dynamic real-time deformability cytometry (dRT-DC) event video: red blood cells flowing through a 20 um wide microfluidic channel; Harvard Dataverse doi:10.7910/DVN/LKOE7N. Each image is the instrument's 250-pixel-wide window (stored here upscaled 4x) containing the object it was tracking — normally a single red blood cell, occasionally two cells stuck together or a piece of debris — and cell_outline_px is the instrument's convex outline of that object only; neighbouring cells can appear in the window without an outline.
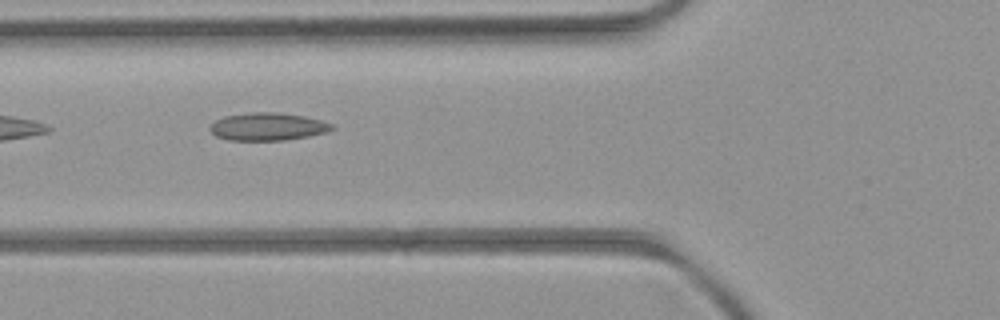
{"species": "common noctule bat (a hibernating species)", "species_latin": "Nyctalus noctula", "temperature_condition": "room temperature", "stored_images_in_passage": 7, "camera_frame_rate_fps": 3000, "um_per_image_px": 0.085, "animal": {"sex": "female", "body_mass_g": 21.9}, "frame": {"image": 1, "passage_image": 6, "time_ms": 5.667, "image_size_px": [1000, 320], "cell_outline_px": [[336, 128], [324, 132], [308, 136], [284, 140], [228, 140], [216, 136], [208, 128], [216, 120], [224, 116], [248, 112], [276, 112], [304, 116], [320, 120], [332, 124]], "centroid_in_image_um": [22.73, 10.76], "position_along_channel_um": 103.1, "area_um2": 19.59}}
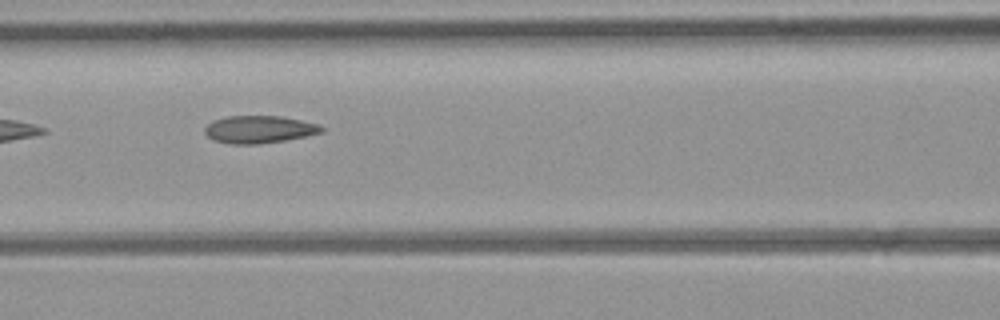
{"frame": {"image": 2, "passage_image": 7, "time_ms": 6.667, "image_size_px": [1000, 320], "cell_outline_px": [[324, 128], [320, 132], [304, 136], [284, 140], [256, 144], [232, 144], [212, 140], [204, 132], [204, 128], [208, 124], [216, 120], [228, 116], [280, 116], [300, 120], [316, 124]], "centroid_in_image_um": [21.97, 11.0], "position_along_channel_um": 144.6, "area_um2": 18.32}}